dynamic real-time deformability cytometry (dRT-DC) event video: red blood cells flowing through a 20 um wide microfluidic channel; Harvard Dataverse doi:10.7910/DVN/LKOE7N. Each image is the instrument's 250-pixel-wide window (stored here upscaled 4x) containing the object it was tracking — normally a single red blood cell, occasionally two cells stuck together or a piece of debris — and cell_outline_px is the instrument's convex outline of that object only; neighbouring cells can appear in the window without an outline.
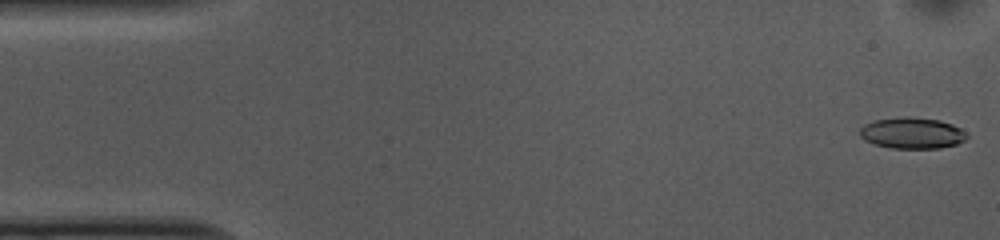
{"species": "common noctule bat (a hibernating species)", "species_latin": "Nyctalus noctula", "temperature_condition": "cold", "stored_images_in_passage": 53, "camera_frame_rate_fps": 3000, "um_per_image_px": 0.085, "animal": {"sex": "female", "body_mass_g": 10.0, "forearm_length_mm": 53.1}, "frame": {"image": 1, "passage_image": 1, "time_ms": 0.0, "image_size_px": [1000, 240], "cell_outline_px": [[968, 136], [964, 140], [956, 144], [940, 148], [892, 148], [876, 144], [864, 140], [860, 136], [860, 128], [864, 124], [876, 120], [900, 116], [912, 116], [940, 120], [952, 124], [960, 128]], "centroid_in_image_um": [77.52, 11.29], "position_along_channel_um": 7.5, "area_um2": 19.48}}
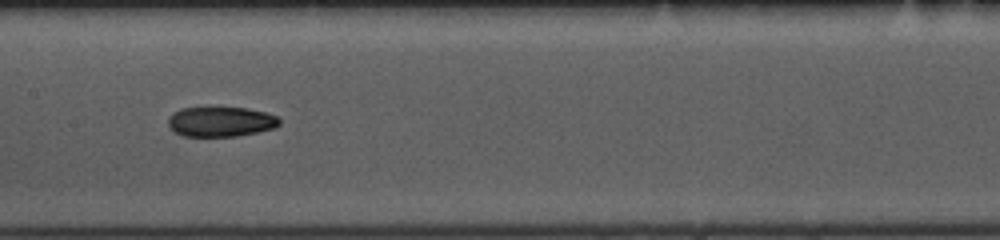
{"frame": {"image": 2, "passage_image": 25, "time_ms": 8.0, "image_size_px": [1000, 240], "cell_outline_px": [[280, 124], [276, 128], [236, 136], [184, 136], [168, 128], [168, 116], [180, 108], [248, 108], [264, 112], [276, 116], [280, 120]], "centroid_in_image_um": [18.75, 10.34], "position_along_channel_um": 188.7, "area_um2": 19.36}}
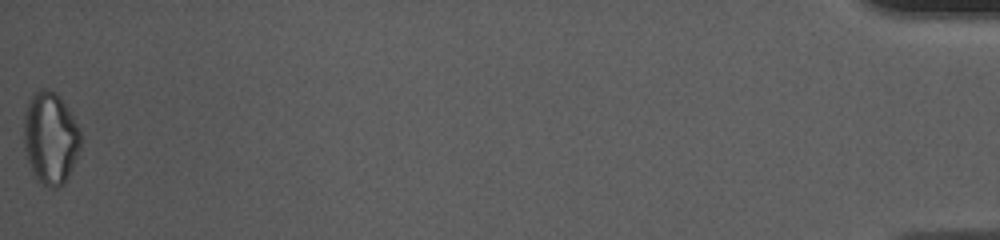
{"frame": {"image": 3, "passage_image": 53, "time_ms": 17.333, "image_size_px": [1000, 240], "cell_outline_px": [[80, 148], [72, 168], [64, 184], [56, 188], [48, 188], [36, 180], [32, 172], [24, 148], [24, 112], [32, 96], [40, 88], [48, 88], [56, 92], [60, 96], [80, 128]], "centroid_in_image_um": [4.28, 11.74], "position_along_channel_um": 430.9, "area_um2": 30.69}, "authors_computed_cell_mechanics": {"area_um2": 20.519, "velocity_mm_per_s": 3.6973, "shape_relaxation_time_tau1_ms": 4.6276, "shape_relaxation_time_tau2_ms": 6.9413, "deformation_change_tau1": 0.1067, "deformation_change_tau2": 0.1227}}